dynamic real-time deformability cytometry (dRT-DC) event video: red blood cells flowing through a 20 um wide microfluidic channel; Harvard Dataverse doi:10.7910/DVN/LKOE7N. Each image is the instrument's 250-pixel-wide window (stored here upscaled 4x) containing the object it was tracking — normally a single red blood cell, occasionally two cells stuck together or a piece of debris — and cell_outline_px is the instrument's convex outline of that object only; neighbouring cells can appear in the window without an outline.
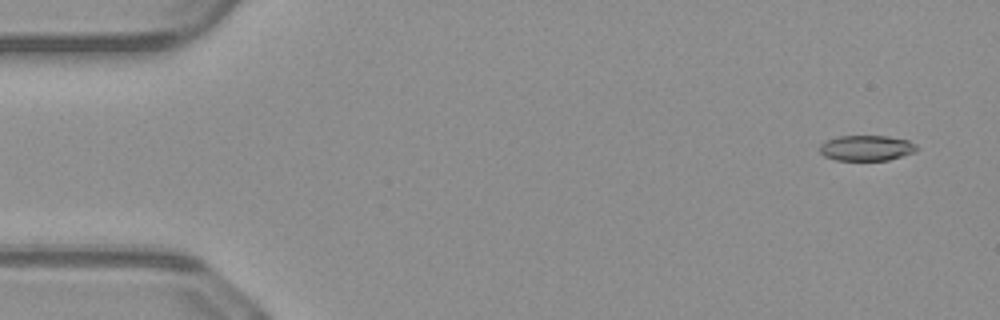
{"species": "common noctule bat (a hibernating species)", "species_latin": "Nyctalus noctula", "temperature_condition": "warm", "stored_images_in_passage": 49, "camera_frame_rate_fps": 3000, "um_per_image_px": 0.085, "animal": {"sex": "male", "body_mass_g": 23.1, "forearm_length_mm": 52.7}, "frame": {"image": 1, "passage_image": 2, "time_ms": 0.333, "image_size_px": [1000, 320], "cell_outline_px": [[920, 148], [916, 152], [888, 160], [836, 160], [824, 156], [820, 152], [820, 144], [828, 140], [840, 136], [888, 136], [908, 140], [916, 144]], "centroid_in_image_um": [73.7, 12.58], "position_along_channel_um": 11.3, "area_um2": 14.45}}
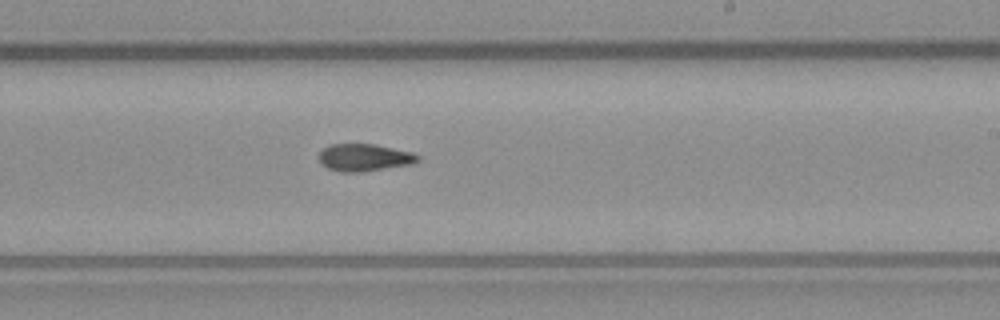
{"frame": {"image": 2, "passage_image": 29, "time_ms": 9.333, "image_size_px": [1000, 320], "cell_outline_px": [[420, 160], [412, 164], [356, 172], [344, 172], [328, 168], [320, 164], [320, 152], [328, 144], [376, 144], [412, 152], [420, 156]], "centroid_in_image_um": [30.98, 13.37], "position_along_channel_um": 258.0, "area_um2": 15.61}}
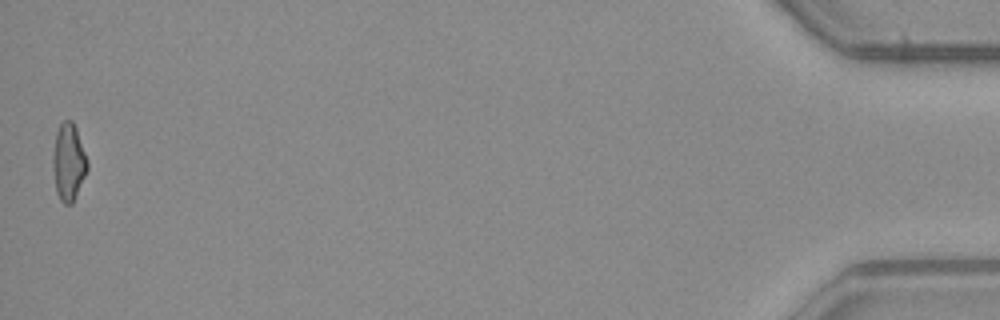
{"frame": {"image": 3, "passage_image": 49, "time_ms": 16.0, "image_size_px": [1000, 320], "cell_outline_px": [[88, 168], [72, 204], [64, 204], [60, 200], [56, 192], [52, 168], [52, 156], [56, 132], [60, 124], [64, 120], [72, 120], [76, 128], [88, 160]], "centroid_in_image_um": [5.81, 13.77], "position_along_channel_um": 429.4, "area_um2": 15.61}, "authors_computed_cell_mechanics": {"area_um2": 15.606, "velocity_mm_per_s": 4.1263, "shape_relaxation_time_tau1_ms": null, "shape_relaxation_time_tau2_ms": 6.4514, "deformation_change_tau1": null, "deformation_change_tau2": 0.145}}